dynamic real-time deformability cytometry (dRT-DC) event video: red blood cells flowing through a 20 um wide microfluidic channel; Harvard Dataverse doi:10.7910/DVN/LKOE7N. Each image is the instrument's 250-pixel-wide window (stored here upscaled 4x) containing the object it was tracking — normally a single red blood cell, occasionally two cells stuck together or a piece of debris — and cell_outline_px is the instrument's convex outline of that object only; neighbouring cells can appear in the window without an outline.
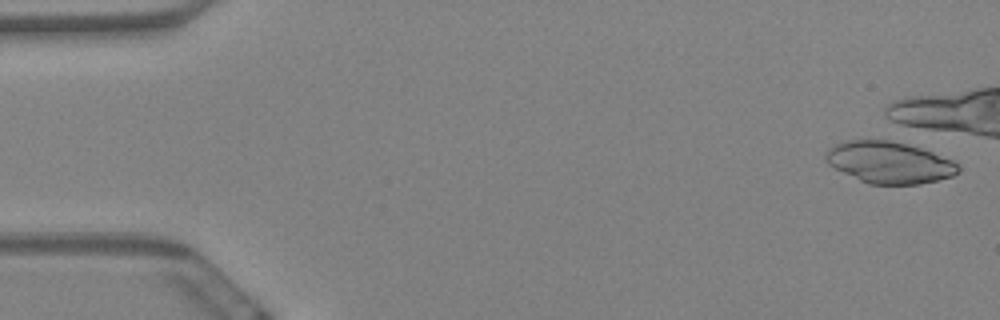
{"species": "Egyptian fruit bat (a non-hibernating species)", "species_latin": "Rousettus aegyptiacus", "temperature_condition": "warm", "stored_images_in_passage": 3, "camera_frame_rate_fps": 3000, "um_per_image_px": 0.085, "animal": {"sex": "female"}, "frame": {"image": 1, "passage_image": 2, "time_ms": 0.333, "image_size_px": [1000, 320], "cell_outline_px": [[960, 172], [952, 176], [920, 184], [868, 184], [828, 164], [824, 156], [824, 152], [828, 148], [836, 144], [848, 140], [900, 140], [932, 152], [952, 160], [960, 164]], "centroid_in_image_um": [75.61, 13.79], "position_along_channel_um": 9.4, "area_um2": 32.37}}